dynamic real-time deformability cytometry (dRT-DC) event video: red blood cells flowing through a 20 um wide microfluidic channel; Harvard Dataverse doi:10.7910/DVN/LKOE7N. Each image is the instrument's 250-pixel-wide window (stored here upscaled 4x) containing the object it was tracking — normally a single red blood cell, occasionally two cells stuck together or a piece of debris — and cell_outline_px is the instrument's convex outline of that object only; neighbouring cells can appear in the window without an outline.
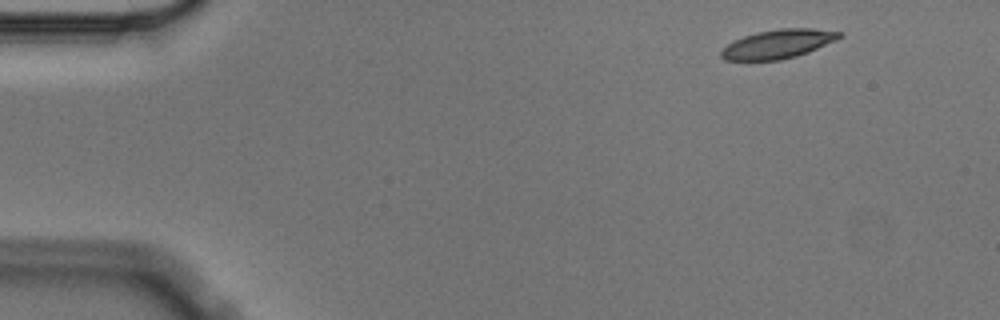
{"species": "Egyptian fruit bat (a non-hibernating species)", "species_latin": "Rousettus aegyptiacus", "temperature_condition": "cold", "stored_images_in_passage": 4, "camera_frame_rate_fps": 3000, "um_per_image_px": 0.085, "animal": {"sex": "male"}, "frame": {"image": 1, "passage_image": 1, "time_ms": 0.0, "image_size_px": [1000, 320], "cell_outline_px": [[844, 36], [836, 40], [808, 52], [796, 56], [780, 60], [724, 60], [720, 56], [720, 52], [728, 44], [744, 36], [756, 32], [780, 28], [812, 28], [844, 32]], "centroid_in_image_um": [66.17, 3.73], "position_along_channel_um": 18.8, "area_um2": 19.88}}
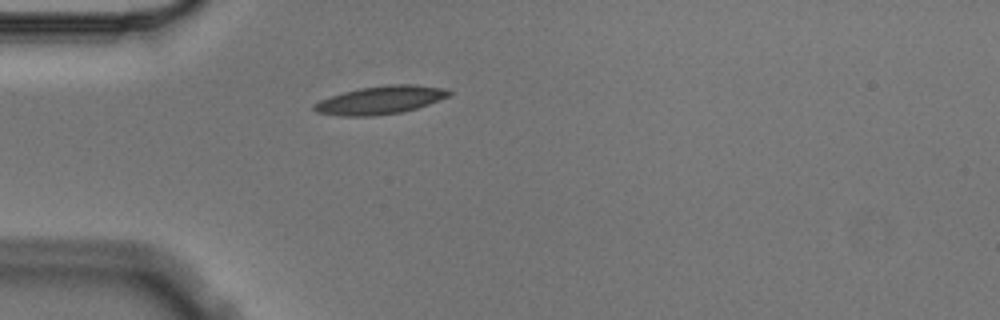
{"frame": {"image": 2, "passage_image": 4, "time_ms": 1.0, "image_size_px": [1000, 320], "cell_outline_px": [[452, 92], [448, 96], [428, 104], [416, 108], [400, 112], [372, 116], [340, 116], [316, 112], [312, 108], [312, 104], [320, 100], [344, 92], [360, 88], [388, 84], [416, 84], [444, 88]], "centroid_in_image_um": [32.31, 8.5], "position_along_channel_um": 52.7, "area_um2": 21.96}}